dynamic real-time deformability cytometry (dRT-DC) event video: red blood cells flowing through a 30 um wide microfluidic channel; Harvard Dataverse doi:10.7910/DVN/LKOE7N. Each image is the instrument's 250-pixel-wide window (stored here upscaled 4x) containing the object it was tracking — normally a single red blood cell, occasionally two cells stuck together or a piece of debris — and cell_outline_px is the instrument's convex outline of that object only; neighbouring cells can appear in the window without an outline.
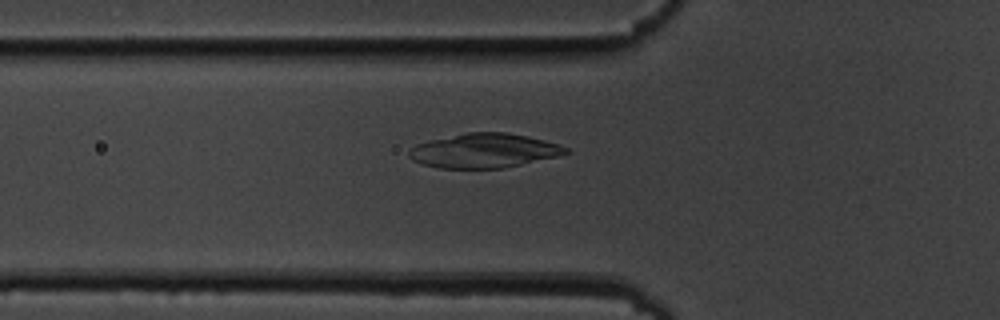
{"species": "common noctule bat (a hibernating species)", "species_latin": "Nyctalus noctula", "temperature_condition": "cold", "stored_images_in_passage": 41, "camera_frame_rate_fps": 3000, "um_per_image_px": 0.085, "animal": {"sex": "male", "body_mass_g": 19.5, "forearm_length_mm": 54.6}, "frame": {"image": 1, "passage_image": 5, "time_ms": 1.333, "image_size_px": [1000, 320], "cell_outline_px": [[572, 152], [556, 156], [504, 168], [440, 168], [424, 164], [412, 160], [408, 156], [408, 148], [416, 144], [428, 140], [468, 132], [504, 132], [528, 136], [560, 144], [568, 148]], "centroid_in_image_um": [41.13, 12.8], "position_along_channel_um": 84.7, "area_um2": 31.39}}
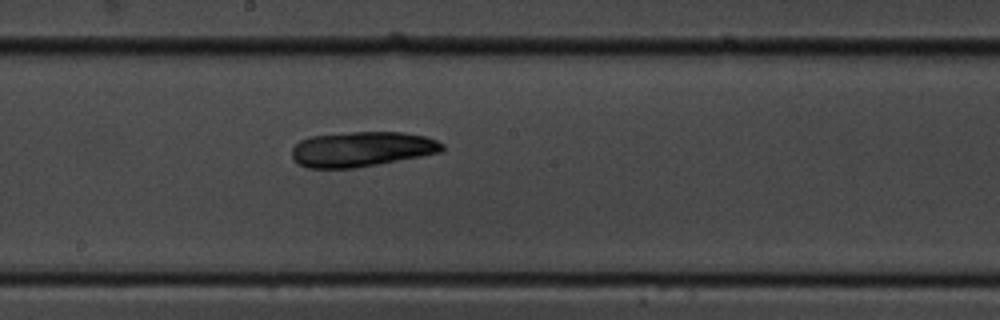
{"frame": {"image": 2, "passage_image": 16, "time_ms": 5.0, "image_size_px": [1000, 320], "cell_outline_px": [[444, 148], [440, 152], [420, 156], [356, 168], [308, 168], [292, 160], [292, 148], [300, 140], [308, 136], [352, 132], [404, 132], [428, 136], [444, 144]], "centroid_in_image_um": [30.73, 12.67], "position_along_channel_um": 217.5, "area_um2": 30.81}}
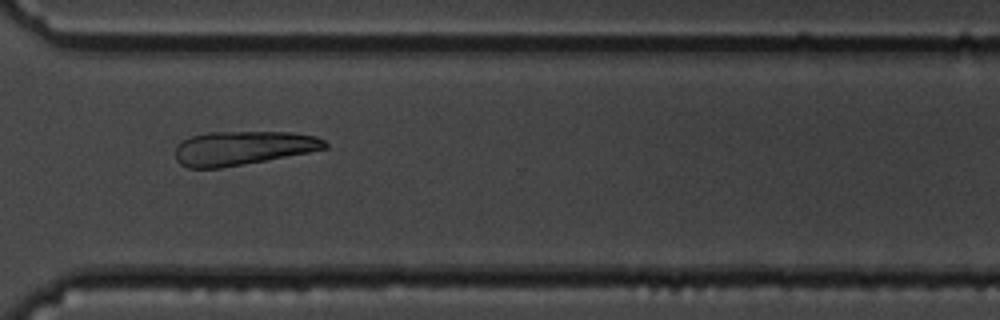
{"frame": {"image": 3, "passage_image": 27, "time_ms": 8.667, "image_size_px": [1000, 320], "cell_outline_px": [[328, 148], [308, 152], [220, 168], [188, 168], [180, 164], [176, 160], [176, 144], [192, 136], [208, 132], [292, 132], [316, 136], [324, 140], [328, 144]], "centroid_in_image_um": [20.62, 12.57], "position_along_channel_um": 350.0, "area_um2": 29.42}}